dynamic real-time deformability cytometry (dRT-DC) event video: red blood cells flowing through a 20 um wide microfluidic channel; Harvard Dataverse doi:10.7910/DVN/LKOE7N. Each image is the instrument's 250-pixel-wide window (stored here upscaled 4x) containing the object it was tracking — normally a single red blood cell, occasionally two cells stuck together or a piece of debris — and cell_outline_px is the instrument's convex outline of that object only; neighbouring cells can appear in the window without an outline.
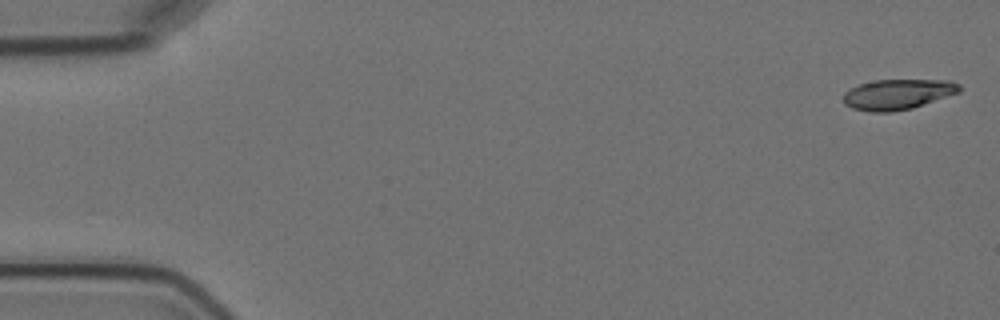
{"species": "Egyptian fruit bat (a non-hibernating species)", "species_latin": "Rousettus aegyptiacus", "temperature_condition": "cold", "stored_images_in_passage": 5, "camera_frame_rate_fps": 3000, "um_per_image_px": 0.085, "animal": {"sex": "female"}, "frame": {"image": 1, "passage_image": 1, "time_ms": 0.0, "image_size_px": [1000, 320], "cell_outline_px": [[960, 92], [912, 108], [892, 112], [872, 112], [852, 108], [844, 104], [844, 92], [860, 84], [876, 80], [948, 80], [960, 84]], "centroid_in_image_um": [76.31, 8.02], "position_along_channel_um": 8.7, "area_um2": 20.4}}
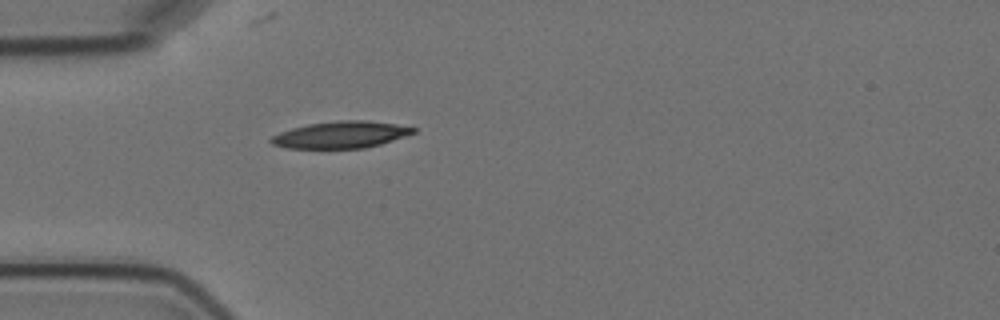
{"frame": {"image": 2, "passage_image": 5, "time_ms": 5.0, "image_size_px": [1000, 320], "cell_outline_px": [[416, 132], [380, 144], [364, 148], [288, 148], [272, 144], [268, 140], [272, 136], [280, 132], [292, 128], [308, 124], [340, 120], [368, 120], [396, 124], [416, 128]], "centroid_in_image_um": [28.96, 11.45], "position_along_channel_um": 56.0, "area_um2": 22.08}}